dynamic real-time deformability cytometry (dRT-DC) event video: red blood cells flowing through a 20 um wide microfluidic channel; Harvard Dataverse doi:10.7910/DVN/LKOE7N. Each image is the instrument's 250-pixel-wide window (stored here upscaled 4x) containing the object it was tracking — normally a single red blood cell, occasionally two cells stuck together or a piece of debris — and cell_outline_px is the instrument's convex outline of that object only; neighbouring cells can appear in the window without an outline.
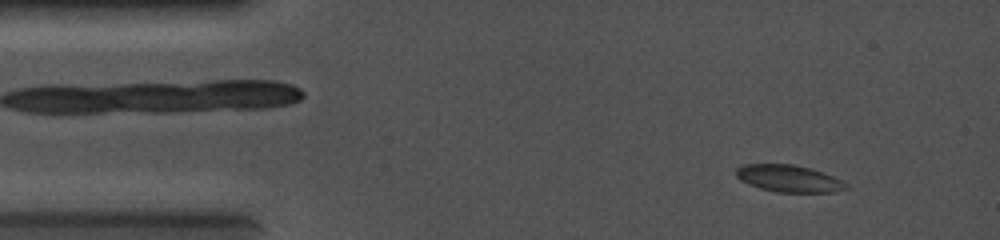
{"species": "common noctule bat (a hibernating species)", "species_latin": "Nyctalus noctula", "temperature_condition": "cold", "stored_images_in_passage": 66, "camera_frame_rate_fps": 5000, "um_per_image_px": 0.085, "animal": {"sex": "female", "body_mass_g": 19.0, "forearm_length_mm": 56.7}, "frame": {"image": 1, "passage_image": 7, "time_ms": 1.2, "image_size_px": [1000, 240], "cell_outline_px": [[848, 188], [836, 192], [776, 192], [760, 188], [748, 184], [740, 180], [736, 176], [736, 168], [744, 164], [792, 164], [812, 168], [832, 176], [848, 184]], "centroid_in_image_um": [67.04, 15.17], "position_along_channel_um": 18.0, "area_um2": 17.34}}
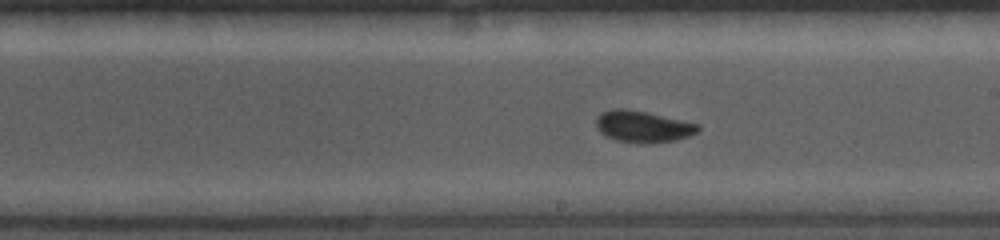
{"frame": {"image": 2, "passage_image": 38, "time_ms": 7.4, "image_size_px": [1000, 240], "cell_outline_px": [[700, 128], [696, 132], [688, 136], [676, 140], [616, 140], [604, 136], [596, 128], [596, 120], [600, 112], [612, 108], [624, 108], [644, 112], [700, 124]], "centroid_in_image_um": [54.58, 10.7], "position_along_channel_um": 234.4, "area_um2": 17.86}}
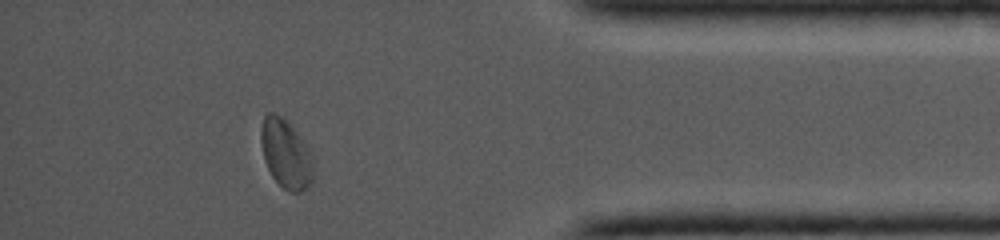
{"frame": {"image": 3, "passage_image": 59, "time_ms": 11.6, "image_size_px": [1000, 240], "cell_outline_px": [[316, 160], [312, 180], [308, 188], [300, 192], [288, 192], [272, 176], [264, 160], [260, 140], [260, 132], [264, 116], [268, 112], [272, 112], [280, 116], [296, 132]], "centroid_in_image_um": [24.32, 13.12], "position_along_channel_um": 410.9, "area_um2": 21.04}}